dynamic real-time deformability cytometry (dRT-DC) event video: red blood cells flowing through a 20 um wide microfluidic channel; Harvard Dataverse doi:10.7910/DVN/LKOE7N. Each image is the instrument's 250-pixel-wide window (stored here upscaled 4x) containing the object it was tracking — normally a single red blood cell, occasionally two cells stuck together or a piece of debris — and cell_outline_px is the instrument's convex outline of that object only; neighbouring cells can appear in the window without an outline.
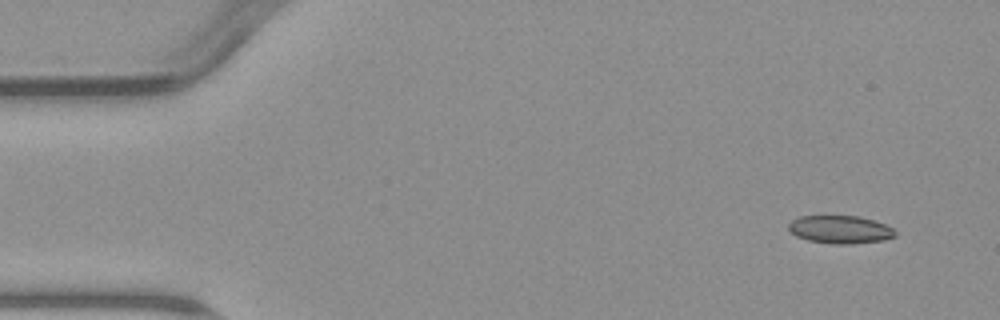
{"species": "common noctule bat (a hibernating species)", "species_latin": "Nyctalus noctula", "temperature_condition": "warm", "stored_images_in_passage": 5, "camera_frame_rate_fps": 3000, "um_per_image_px": 0.085, "animal": {"sex": "male", "body_mass_g": 23.1, "forearm_length_mm": 52.7}, "frame": {"image": 1, "passage_image": 1, "time_ms": 0.0, "image_size_px": [1000, 320], "cell_outline_px": [[896, 236], [884, 240], [852, 244], [832, 244], [808, 240], [796, 236], [788, 228], [788, 224], [792, 220], [800, 216], [860, 216], [884, 224], [892, 228], [896, 232]], "centroid_in_image_um": [71.42, 19.51], "position_along_channel_um": 13.6, "area_um2": 17.34}}
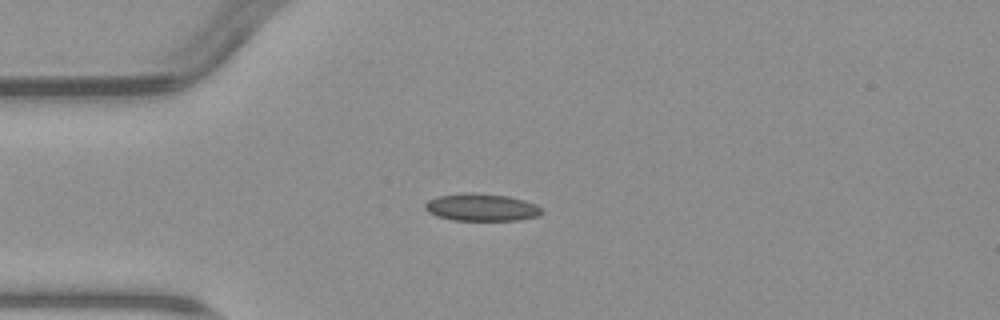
{"frame": {"image": 2, "passage_image": 4, "time_ms": 3.333, "image_size_px": [1000, 320], "cell_outline_px": [[544, 212], [536, 216], [516, 220], [452, 220], [436, 216], [428, 212], [424, 208], [424, 204], [428, 200], [436, 196], [464, 192], [472, 192], [508, 196], [524, 200], [536, 204], [544, 208]], "centroid_in_image_um": [40.91, 17.61], "position_along_channel_um": 44.1, "area_um2": 18.84}}
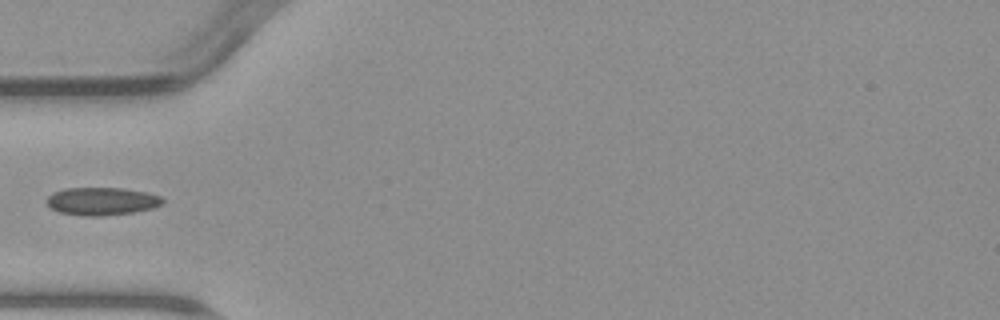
{"frame": {"image": 3, "passage_image": 5, "time_ms": 4.667, "image_size_px": [1000, 320], "cell_outline_px": [[164, 204], [152, 208], [136, 212], [100, 216], [80, 216], [60, 212], [52, 208], [44, 200], [52, 192], [64, 188], [124, 188], [148, 192], [160, 196], [164, 200]], "centroid_in_image_um": [8.66, 17.1], "position_along_channel_um": 76.3, "area_um2": 19.07}}